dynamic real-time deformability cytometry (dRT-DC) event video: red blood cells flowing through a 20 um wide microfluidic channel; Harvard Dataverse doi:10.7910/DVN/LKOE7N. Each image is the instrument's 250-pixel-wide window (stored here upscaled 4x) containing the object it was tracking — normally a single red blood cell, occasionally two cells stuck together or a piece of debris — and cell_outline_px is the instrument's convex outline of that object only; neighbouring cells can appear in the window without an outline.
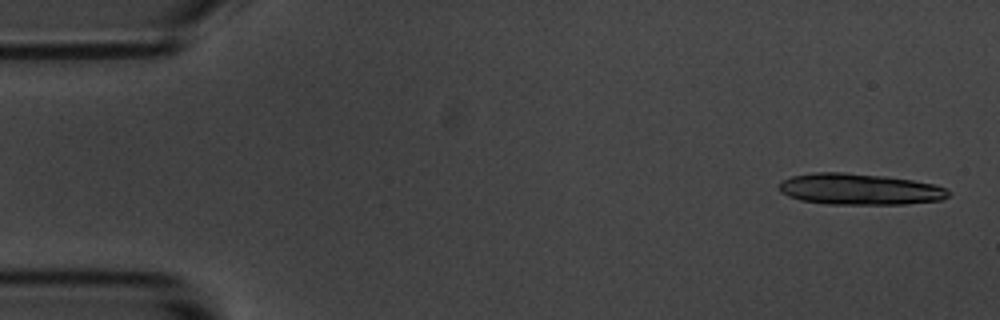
{"species": "common noctule bat (a hibernating species)", "species_latin": "Nyctalus noctula", "temperature_condition": "room temperature", "stored_images_in_passage": 14, "camera_frame_rate_fps": 3000, "um_per_image_px": 0.085, "animal": {"sex": "male", "body_mass_g": 20.1, "forearm_length_mm": 53.5}, "frame": {"image": 1, "passage_image": 2, "time_ms": 0.333, "image_size_px": [1000, 320], "cell_outline_px": [[952, 192], [944, 200], [904, 204], [828, 204], [800, 200], [788, 196], [780, 192], [776, 184], [780, 180], [792, 176], [816, 172], [844, 172], [884, 176], [912, 180], [936, 184]], "centroid_in_image_um": [73.04, 16.08], "position_along_channel_um": 12.0, "area_um2": 31.15}}